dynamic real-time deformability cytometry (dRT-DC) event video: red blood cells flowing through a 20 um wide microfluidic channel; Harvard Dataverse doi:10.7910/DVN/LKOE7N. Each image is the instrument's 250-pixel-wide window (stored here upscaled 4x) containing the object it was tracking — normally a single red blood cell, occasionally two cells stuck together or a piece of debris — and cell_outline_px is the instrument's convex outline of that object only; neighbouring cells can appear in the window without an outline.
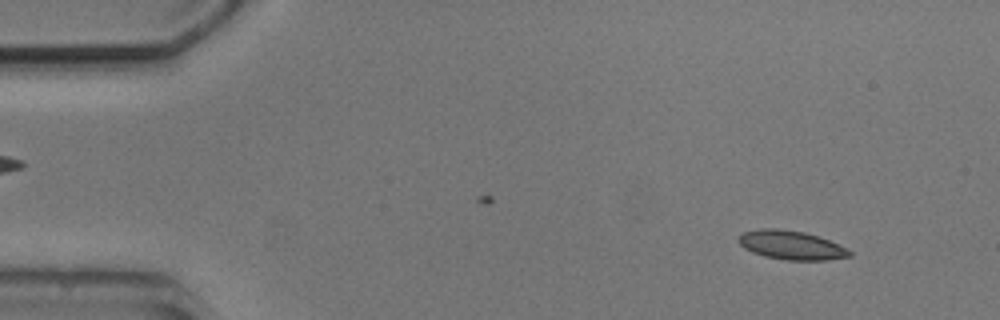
{"species": "common noctule bat (a hibernating species)", "species_latin": "Nyctalus noctula", "temperature_condition": "cold", "stored_images_in_passage": 4, "camera_frame_rate_fps": 3000, "um_per_image_px": 0.085, "animal": {"sex": "male", "body_mass_g": 20.5, "forearm_length_mm": 52.5}, "frame": {"image": 1, "passage_image": 1, "time_ms": 0.0, "image_size_px": [1000, 320], "cell_outline_px": [[852, 256], [828, 260], [784, 260], [764, 256], [752, 252], [744, 248], [736, 240], [736, 236], [740, 232], [760, 228], [776, 228], [804, 232], [828, 240], [848, 248], [852, 252]], "centroid_in_image_um": [67.2, 20.83], "position_along_channel_um": 17.8, "area_um2": 18.96}}
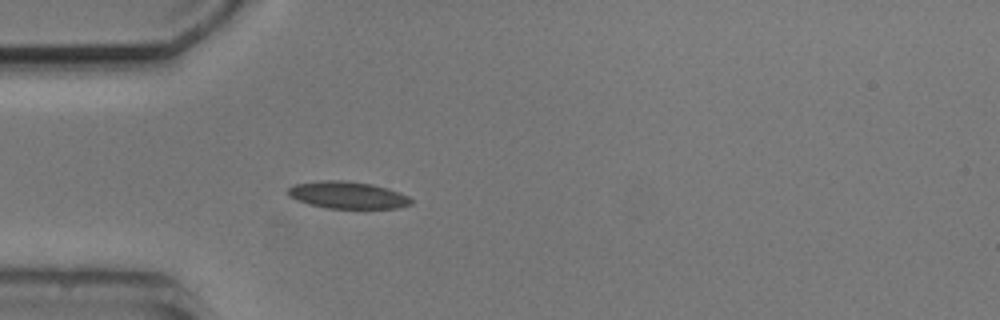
{"frame": {"image": 2, "passage_image": 4, "time_ms": 3.333, "image_size_px": [1000, 320], "cell_outline_px": [[412, 204], [400, 208], [328, 208], [308, 204], [296, 200], [288, 196], [288, 188], [292, 184], [320, 180], [344, 180], [372, 184], [388, 188], [400, 192], [408, 196], [412, 200]], "centroid_in_image_um": [29.53, 16.57], "position_along_channel_um": 55.5, "area_um2": 19.65}}